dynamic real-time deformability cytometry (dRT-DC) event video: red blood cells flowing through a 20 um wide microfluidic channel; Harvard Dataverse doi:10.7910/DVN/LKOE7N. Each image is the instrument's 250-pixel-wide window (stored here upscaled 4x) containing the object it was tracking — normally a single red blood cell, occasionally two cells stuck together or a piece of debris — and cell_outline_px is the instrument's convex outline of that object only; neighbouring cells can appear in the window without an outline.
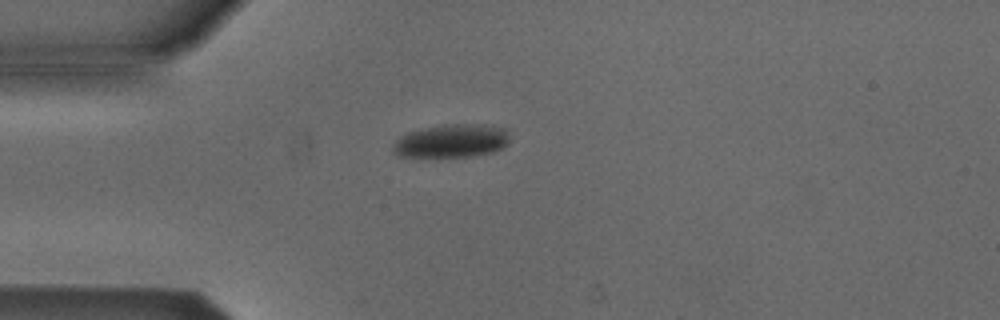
{"species": "Egyptian fruit bat (a non-hibernating species)", "species_latin": "Rousettus aegyptiacus", "temperature_condition": "cold", "stored_images_in_passage": 3, "camera_frame_rate_fps": 3000, "um_per_image_px": 0.085, "animal": {"sex": "male"}, "frame": {"image": 1, "passage_image": 3, "time_ms": 2.333, "image_size_px": [1000, 320], "cell_outline_px": [[508, 144], [492, 152], [472, 156], [396, 156], [392, 152], [392, 144], [400, 136], [408, 132], [448, 124], [480, 124], [508, 128]], "centroid_in_image_um": [38.39, 11.97], "position_along_channel_um": 46.6, "area_um2": 22.48}}